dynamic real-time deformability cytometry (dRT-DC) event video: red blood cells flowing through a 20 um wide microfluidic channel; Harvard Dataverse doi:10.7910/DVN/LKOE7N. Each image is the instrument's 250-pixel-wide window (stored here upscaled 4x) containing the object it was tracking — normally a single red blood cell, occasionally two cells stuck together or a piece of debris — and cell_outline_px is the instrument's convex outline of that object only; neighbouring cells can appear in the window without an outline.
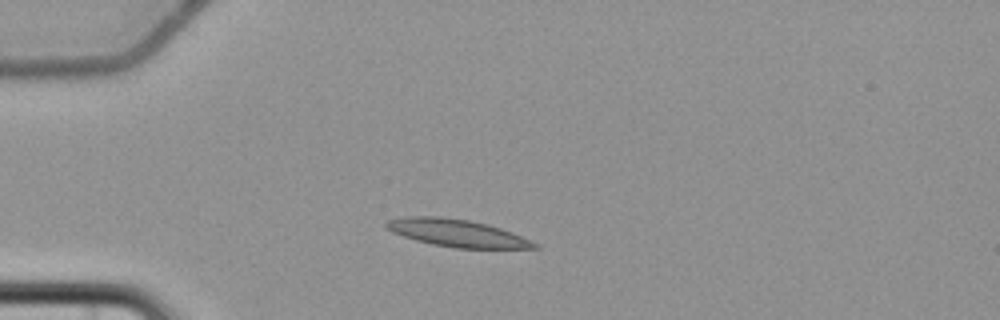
{"species": "common noctule bat (a hibernating species)", "species_latin": "Nyctalus noctula", "temperature_condition": "cold", "stored_images_in_passage": 7, "camera_frame_rate_fps": 3000, "um_per_image_px": 0.085, "animal": {"sex": "female", "body_mass_g": 22.7, "forearm_length_mm": 54.2}, "frame": {"image": 1, "passage_image": 2, "time_ms": 1.333, "image_size_px": [1000, 320], "cell_outline_px": [[544, 248], [452, 248], [432, 244], [416, 240], [392, 232], [384, 228], [384, 224], [388, 220], [404, 216], [440, 216], [468, 220], [488, 224], [512, 232], [540, 244]], "centroid_in_image_um": [38.85, 19.81], "position_along_channel_um": 46.2, "area_um2": 23.81}}
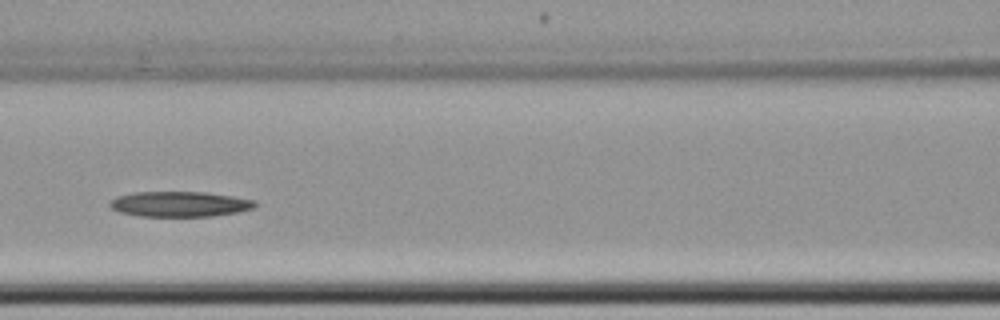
{"frame": {"image": 2, "passage_image": 5, "time_ms": 5.0, "image_size_px": [1000, 320], "cell_outline_px": [[256, 204], [252, 208], [236, 212], [212, 216], [140, 216], [120, 212], [112, 208], [108, 204], [112, 200], [120, 196], [136, 192], [204, 192], [232, 196], [252, 200]], "centroid_in_image_um": [15.25, 17.35], "position_along_channel_um": 151.3, "area_um2": 20.98}}
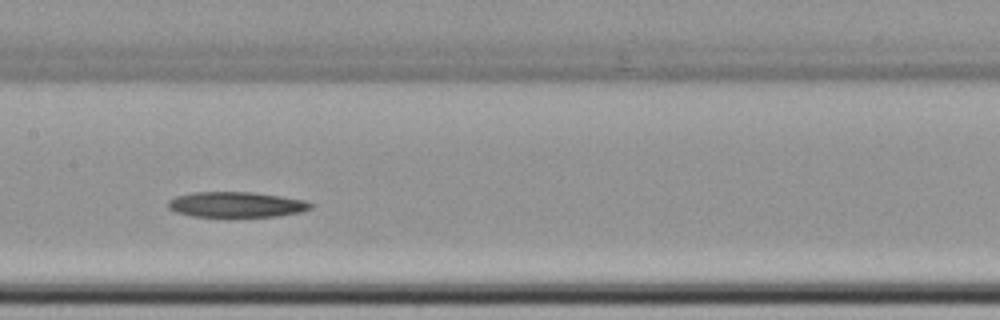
{"frame": {"image": 3, "passage_image": 6, "time_ms": 6.0, "image_size_px": [1000, 320], "cell_outline_px": [[312, 208], [300, 212], [276, 216], [192, 216], [176, 212], [168, 208], [168, 200], [176, 196], [192, 192], [252, 192], [280, 196], [304, 200], [312, 204]], "centroid_in_image_um": [20.05, 17.38], "position_along_channel_um": 187.3, "area_um2": 20.92}}